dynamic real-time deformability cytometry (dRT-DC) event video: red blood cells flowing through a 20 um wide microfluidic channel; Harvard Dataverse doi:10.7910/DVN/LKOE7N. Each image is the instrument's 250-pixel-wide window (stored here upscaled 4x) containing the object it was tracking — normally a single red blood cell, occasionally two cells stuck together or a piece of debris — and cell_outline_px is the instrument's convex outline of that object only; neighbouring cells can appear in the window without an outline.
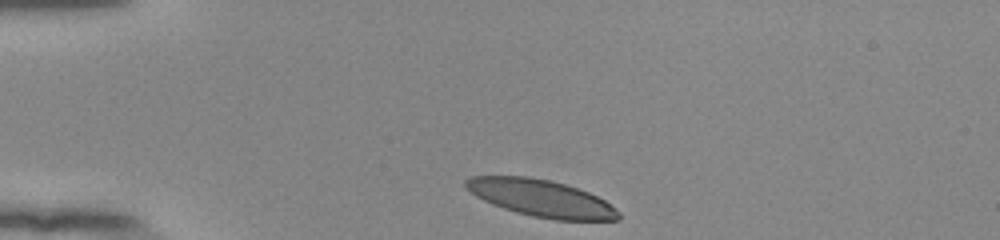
{"species": "human", "species_latin": "Homo sapiens", "temperature_condition": "room temperature", "stored_images_in_passage": 34, "camera_frame_rate_fps": 3000, "um_per_image_px": 0.085, "donor": {"sex": "female"}, "frame": {"image": 1, "passage_image": 1, "time_ms": 0.0, "image_size_px": [1000, 240], "cell_outline_px": [[620, 220], [556, 220], [532, 216], [516, 212], [492, 204], [476, 196], [464, 184], [464, 180], [472, 176], [528, 176], [552, 180], [588, 192], [604, 200], [616, 208], [620, 212]], "centroid_in_image_um": [46.01, 16.84], "position_along_channel_um": 39.0, "area_um2": 32.77}}
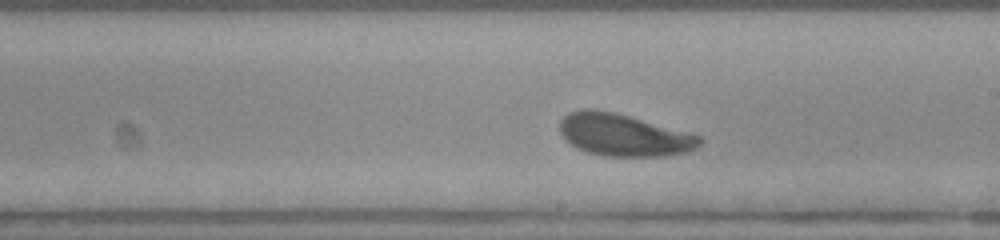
{"frame": {"image": 2, "passage_image": 20, "time_ms": 6.333, "image_size_px": [1000, 240], "cell_outline_px": [[704, 140], [696, 148], [688, 152], [664, 156], [604, 156], [588, 152], [576, 148], [564, 140], [560, 132], [560, 120], [568, 112], [580, 108], [596, 108], [628, 116], [700, 136]], "centroid_in_image_um": [52.95, 11.47], "position_along_channel_um": 236.0, "area_um2": 34.39}}
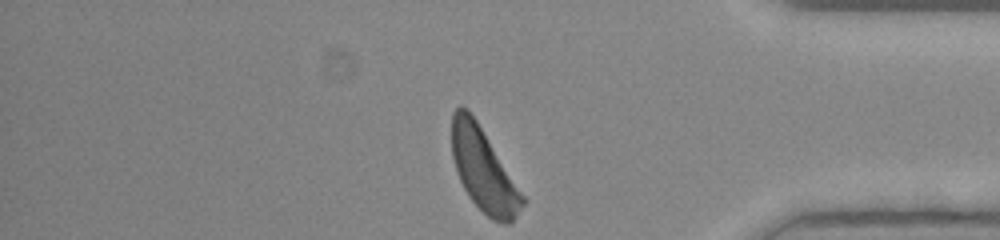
{"frame": {"image": 3, "passage_image": 34, "time_ms": 11.0, "image_size_px": [1000, 240], "cell_outline_px": [[528, 200], [516, 216], [508, 224], [500, 224], [492, 220], [468, 196], [456, 172], [452, 156], [452, 112], [460, 104], [468, 108], [476, 120]], "centroid_in_image_um": [41.11, 14.45], "position_along_channel_um": 394.1, "area_um2": 34.22}, "authors_computed_cell_mechanics": {"area_um2": 34.68, "velocity_mm_per_s": 3.8254, "shape_relaxation_time_tau1_ms": 4.2626, "shape_relaxation_time_tau2_ms": 3.2398, "deformation_change_tau1": 0.1569, "deformation_change_tau2": 0.1135}}